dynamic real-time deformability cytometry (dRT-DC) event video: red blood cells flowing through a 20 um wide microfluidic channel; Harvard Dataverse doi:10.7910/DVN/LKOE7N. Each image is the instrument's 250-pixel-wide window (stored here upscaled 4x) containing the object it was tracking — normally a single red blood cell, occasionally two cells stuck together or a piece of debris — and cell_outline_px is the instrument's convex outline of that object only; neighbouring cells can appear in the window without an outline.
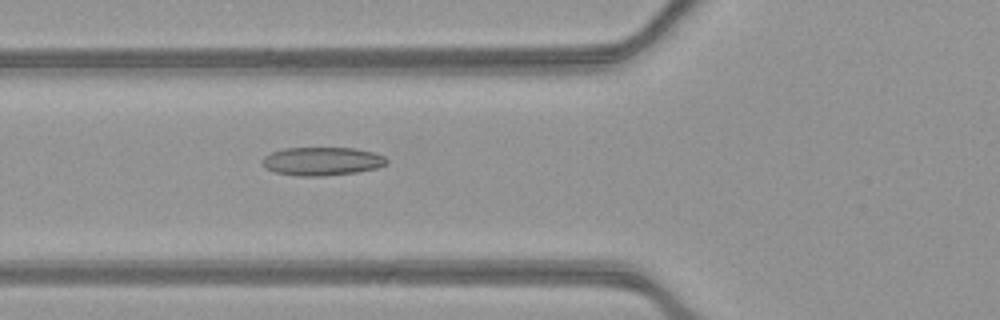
{"species": "common noctule bat (a hibernating species)", "species_latin": "Nyctalus noctula", "temperature_condition": "warm", "stored_images_in_passage": 21, "camera_frame_rate_fps": 3000, "um_per_image_px": 0.085, "animal": {"sex": "female", "body_mass_g": 21.9}, "frame": {"image": 1, "passage_image": 3, "time_ms": 0.667, "image_size_px": [1000, 320], "cell_outline_px": [[388, 164], [376, 168], [356, 172], [324, 176], [296, 176], [276, 172], [264, 168], [260, 160], [264, 156], [272, 152], [284, 148], [356, 148], [372, 152], [384, 156], [388, 160]], "centroid_in_image_um": [27.35, 13.71], "position_along_channel_um": 98.5, "area_um2": 20.69}}
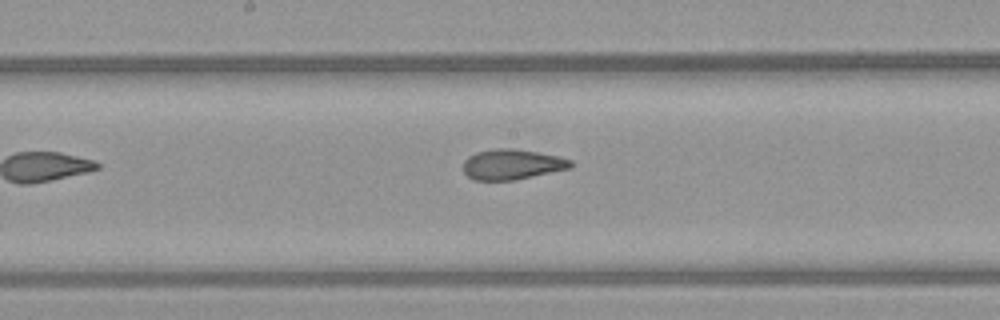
{"frame": {"image": 2, "passage_image": 11, "time_ms": 3.333, "image_size_px": [1000, 320], "cell_outline_px": [[572, 168], [516, 180], [472, 180], [464, 172], [464, 160], [468, 156], [476, 152], [496, 148], [512, 148], [560, 156], [572, 160]], "centroid_in_image_um": [43.54, 13.97], "position_along_channel_um": 204.7, "area_um2": 19.13}}
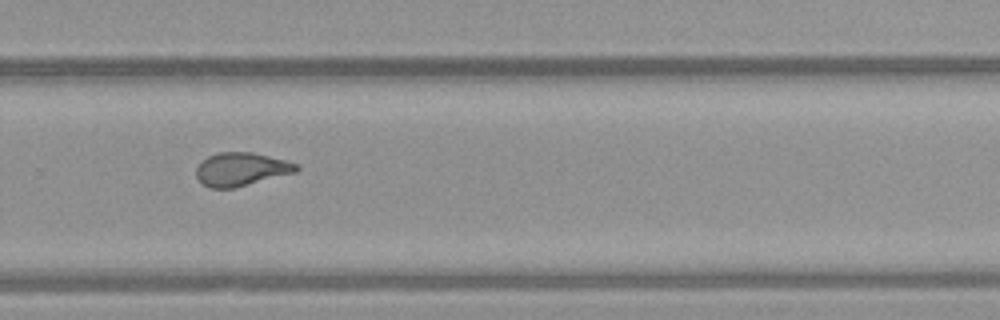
{"frame": {"image": 3, "passage_image": 19, "time_ms": 6.0, "image_size_px": [1000, 320], "cell_outline_px": [[300, 168], [296, 172], [236, 188], [208, 188], [200, 184], [196, 176], [196, 168], [200, 160], [208, 156], [220, 152], [252, 152], [300, 164]], "centroid_in_image_um": [20.47, 14.4], "position_along_channel_um": 309.3, "area_um2": 19.77}}